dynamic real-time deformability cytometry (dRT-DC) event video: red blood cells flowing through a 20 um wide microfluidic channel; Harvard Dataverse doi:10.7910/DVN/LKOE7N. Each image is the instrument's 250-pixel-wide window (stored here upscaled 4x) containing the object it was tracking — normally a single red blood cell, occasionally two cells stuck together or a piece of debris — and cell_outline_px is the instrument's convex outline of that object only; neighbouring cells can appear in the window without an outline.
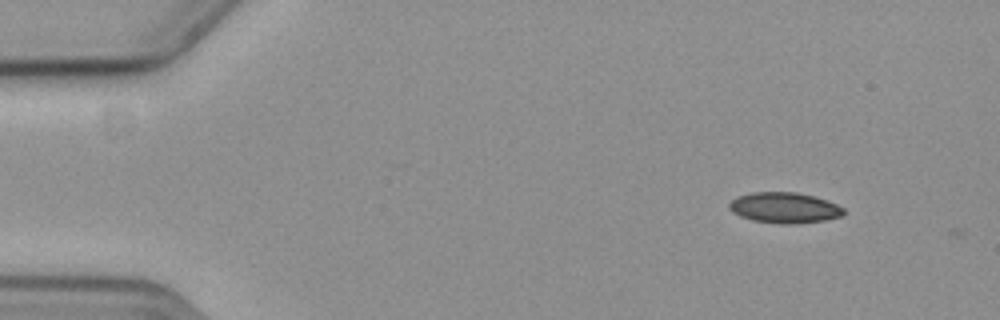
{"species": "common noctule bat (a hibernating species)", "species_latin": "Nyctalus noctula", "temperature_condition": "cold", "stored_images_in_passage": 53, "camera_frame_rate_fps": 3000, "um_per_image_px": 0.085, "animal": {"sex": "female", "body_mass_g": 19.3, "forearm_length_mm": 54.1}, "frame": {"image": 1, "passage_image": 1, "time_ms": 0.0, "image_size_px": [1000, 320], "cell_outline_px": [[844, 216], [824, 220], [800, 224], [780, 224], [752, 220], [740, 216], [732, 212], [728, 208], [728, 204], [736, 196], [752, 192], [796, 192], [812, 196], [836, 204], [844, 208]], "centroid_in_image_um": [66.65, 17.67], "position_along_channel_um": 18.3, "area_um2": 20.58}}
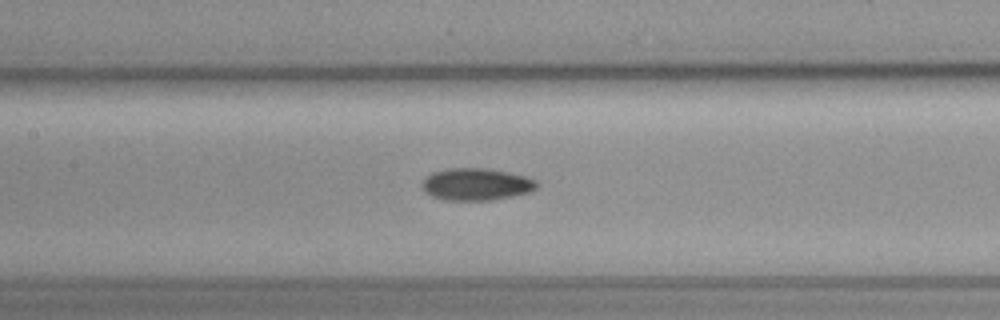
{"frame": {"image": 2, "passage_image": 22, "time_ms": 7.0, "image_size_px": [1000, 320], "cell_outline_px": [[540, 184], [536, 188], [528, 192], [512, 196], [492, 200], [444, 200], [432, 196], [424, 192], [424, 180], [432, 172], [448, 168], [484, 168], [524, 176], [536, 180]], "centroid_in_image_um": [40.49, 15.67], "position_along_channel_um": 166.9, "area_um2": 21.21}}
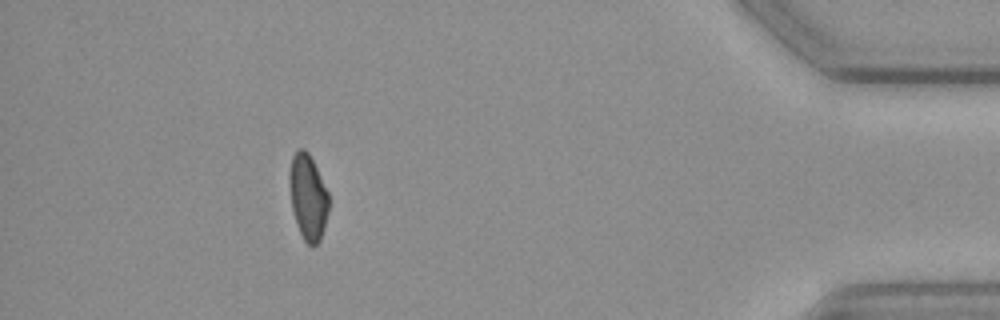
{"frame": {"image": 3, "passage_image": 47, "time_ms": 15.333, "image_size_px": [1000, 320], "cell_outline_px": [[328, 212], [324, 228], [320, 240], [312, 248], [304, 240], [296, 224], [292, 208], [288, 184], [288, 176], [292, 156], [300, 148], [304, 148], [308, 152], [328, 192]], "centroid_in_image_um": [26.16, 16.76], "position_along_channel_um": 409.0, "area_um2": 19.59}, "authors_computed_cell_mechanics": {"area_um2": 20.5768, "velocity_mm_per_s": 3.6033, "shape_relaxation_time_tau1_ms": 5.3823, "shape_relaxation_time_tau2_ms": null, "deformation_change_tau1": 0.0997, "deformation_change_tau2": null}}